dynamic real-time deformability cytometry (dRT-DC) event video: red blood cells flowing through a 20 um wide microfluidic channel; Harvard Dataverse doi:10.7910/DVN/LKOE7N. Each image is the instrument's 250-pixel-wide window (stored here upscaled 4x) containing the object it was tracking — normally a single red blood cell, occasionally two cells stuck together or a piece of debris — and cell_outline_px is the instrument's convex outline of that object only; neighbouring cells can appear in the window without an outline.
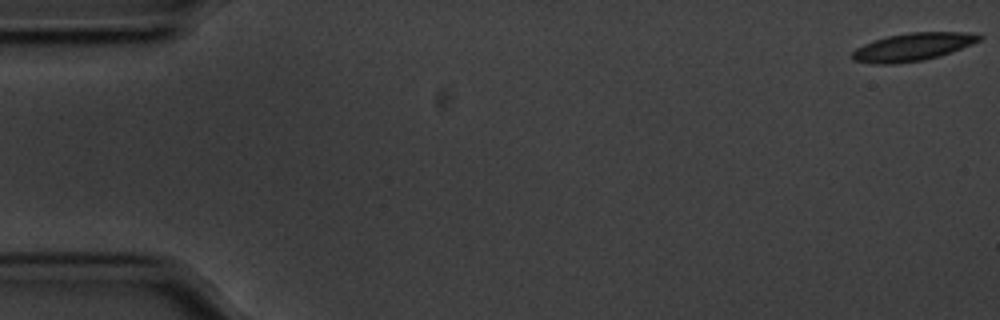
{"species": "common noctule bat (a hibernating species)", "species_latin": "Nyctalus noctula", "temperature_condition": "cold", "stored_images_in_passage": 13, "camera_frame_rate_fps": 3000, "um_per_image_px": 0.085, "animal": {"sex": "male", "body_mass_g": 20.1, "forearm_length_mm": 53.5}, "frame": {"image": 1, "passage_image": 1, "time_ms": 0.0, "image_size_px": [1000, 320], "cell_outline_px": [[984, 36], [980, 40], [972, 44], [940, 56], [924, 60], [892, 64], [876, 64], [852, 60], [852, 52], [856, 48], [864, 44], [888, 36], [908, 32], [968, 32]], "centroid_in_image_um": [77.59, 3.99], "position_along_channel_um": 7.4, "area_um2": 20.52}}